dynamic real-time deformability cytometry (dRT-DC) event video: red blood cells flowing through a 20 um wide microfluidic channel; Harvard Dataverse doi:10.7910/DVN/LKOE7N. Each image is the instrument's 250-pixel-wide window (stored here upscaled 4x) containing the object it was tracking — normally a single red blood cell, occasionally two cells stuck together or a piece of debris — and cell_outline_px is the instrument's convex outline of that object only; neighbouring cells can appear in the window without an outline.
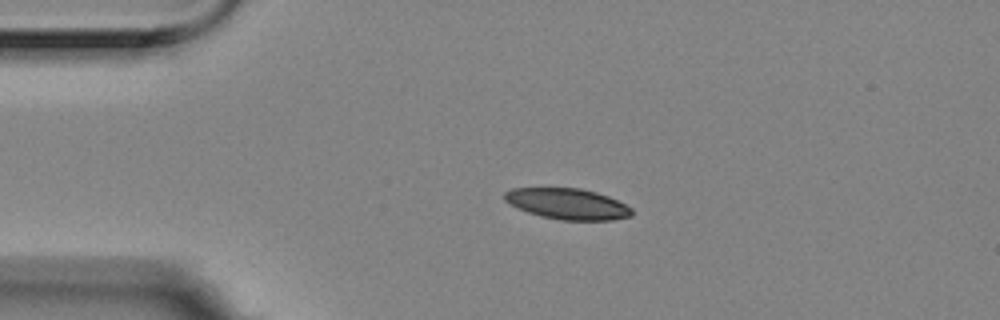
{"species": "Egyptian fruit bat (a non-hibernating species)", "species_latin": "Rousettus aegyptiacus", "temperature_condition": "room temperature", "stored_images_in_passage": 4, "camera_frame_rate_fps": 3000, "um_per_image_px": 0.085, "animal": {"sex": "female"}, "frame": {"image": 1, "passage_image": 3, "time_ms": 0.667, "image_size_px": [1000, 320], "cell_outline_px": [[632, 216], [612, 220], [560, 220], [540, 216], [528, 212], [504, 200], [504, 192], [512, 188], [580, 188], [596, 192], [608, 196], [632, 208]], "centroid_in_image_um": [48.25, 17.33], "position_along_channel_um": 36.8, "area_um2": 22.77}}